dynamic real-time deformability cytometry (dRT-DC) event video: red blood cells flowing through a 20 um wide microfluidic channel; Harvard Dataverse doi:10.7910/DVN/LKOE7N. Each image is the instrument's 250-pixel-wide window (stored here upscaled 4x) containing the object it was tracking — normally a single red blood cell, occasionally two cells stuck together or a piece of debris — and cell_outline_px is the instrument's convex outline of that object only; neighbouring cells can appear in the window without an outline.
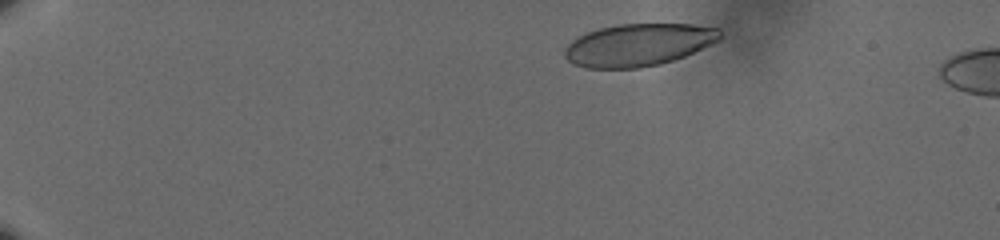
{"species": "human", "species_latin": "Homo sapiens", "temperature_condition": "cold", "stored_images_in_passage": 6, "camera_frame_rate_fps": 3000, "um_per_image_px": 0.085, "donor": {"sex": "male"}, "frame": {"image": 1, "passage_image": 1, "time_ms": 0.0, "image_size_px": [1000, 240], "cell_outline_px": [[720, 40], [684, 56], [660, 64], [640, 68], [584, 68], [572, 64], [564, 56], [564, 48], [572, 40], [588, 32], [600, 28], [616, 24], [692, 24], [720, 28]], "centroid_in_image_um": [54.24, 3.81], "position_along_channel_um": 30.8, "area_um2": 38.38}}